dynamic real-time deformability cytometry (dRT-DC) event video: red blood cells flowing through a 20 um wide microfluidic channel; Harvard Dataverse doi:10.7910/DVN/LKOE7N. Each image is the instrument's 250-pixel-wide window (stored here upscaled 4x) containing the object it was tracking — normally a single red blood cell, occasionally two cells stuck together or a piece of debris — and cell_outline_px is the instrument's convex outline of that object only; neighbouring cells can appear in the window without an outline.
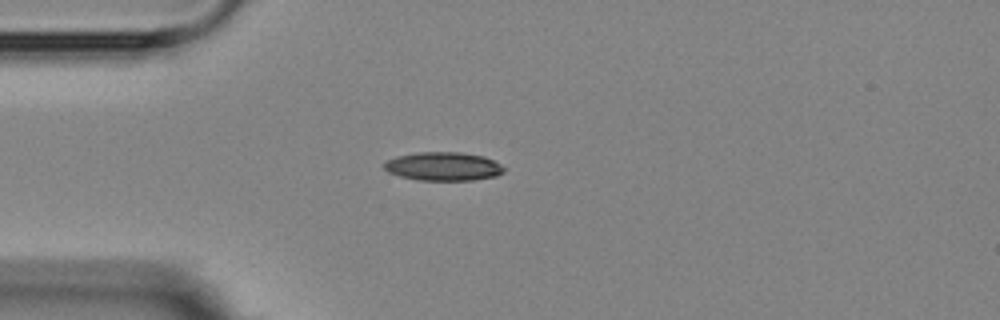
{"species": "Egyptian fruit bat (a non-hibernating species)", "species_latin": "Rousettus aegyptiacus", "temperature_condition": "room temperature", "stored_images_in_passage": 3, "camera_frame_rate_fps": 3000, "um_per_image_px": 0.085, "animal": {"sex": "female"}, "frame": {"image": 1, "passage_image": 3, "time_ms": 2.333, "image_size_px": [1000, 320], "cell_outline_px": [[504, 172], [496, 176], [472, 180], [416, 180], [400, 176], [388, 172], [384, 168], [384, 164], [388, 160], [396, 156], [416, 152], [460, 152], [484, 156], [500, 164], [504, 168]], "centroid_in_image_um": [37.67, 14.14], "position_along_channel_um": 47.3, "area_um2": 19.94}}